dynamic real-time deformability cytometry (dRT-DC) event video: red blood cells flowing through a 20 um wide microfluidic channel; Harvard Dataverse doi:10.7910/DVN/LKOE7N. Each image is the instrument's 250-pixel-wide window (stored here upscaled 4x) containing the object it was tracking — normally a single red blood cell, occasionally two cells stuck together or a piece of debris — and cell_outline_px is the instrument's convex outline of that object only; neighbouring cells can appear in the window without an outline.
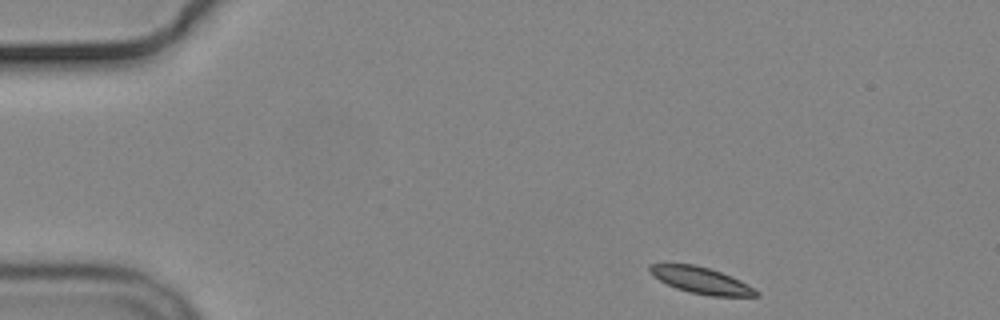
{"species": "common noctule bat (a hibernating species)", "species_latin": "Nyctalus noctula", "temperature_condition": "cold", "stored_images_in_passage": 4, "camera_frame_rate_fps": 3000, "um_per_image_px": 0.085, "animal": {"sex": "male", "body_mass_g": 19.2, "forearm_length_mm": 51.8}, "frame": {"image": 1, "passage_image": 1, "time_ms": 0.0, "image_size_px": [1000, 320], "cell_outline_px": [[760, 296], [712, 296], [688, 292], [676, 288], [652, 276], [648, 272], [648, 264], [692, 264], [708, 268], [720, 272], [740, 280], [748, 284], [760, 292]], "centroid_in_image_um": [59.59, 23.83], "position_along_channel_um": 25.4, "area_um2": 16.36}}